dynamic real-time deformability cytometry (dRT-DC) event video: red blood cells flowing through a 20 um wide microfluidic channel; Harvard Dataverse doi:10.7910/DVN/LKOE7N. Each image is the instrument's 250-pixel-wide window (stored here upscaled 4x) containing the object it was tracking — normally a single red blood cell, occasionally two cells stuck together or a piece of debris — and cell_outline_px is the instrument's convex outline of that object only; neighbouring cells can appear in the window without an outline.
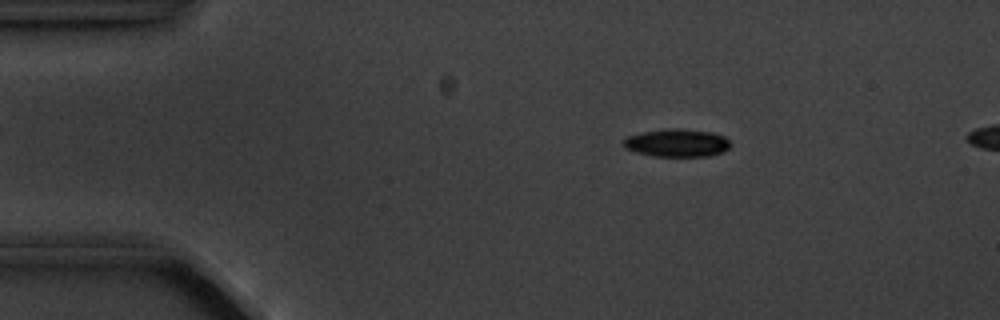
{"species": "common noctule bat (a hibernating species)", "species_latin": "Nyctalus noctula", "temperature_condition": "cold", "stored_images_in_passage": 4, "camera_frame_rate_fps": 3000, "um_per_image_px": 0.085, "animal": {"sex": "male", "body_mass_g": 20.1, "forearm_length_mm": 53.5}, "frame": {"image": 1, "passage_image": 2, "time_ms": 1.0, "image_size_px": [1000, 320], "cell_outline_px": [[732, 144], [724, 152], [708, 156], [652, 156], [636, 152], [624, 148], [624, 140], [628, 136], [644, 132], [672, 128], [680, 128], [712, 132], [724, 136]], "centroid_in_image_um": [57.58, 12.15], "position_along_channel_um": 27.4, "area_um2": 17.34}}